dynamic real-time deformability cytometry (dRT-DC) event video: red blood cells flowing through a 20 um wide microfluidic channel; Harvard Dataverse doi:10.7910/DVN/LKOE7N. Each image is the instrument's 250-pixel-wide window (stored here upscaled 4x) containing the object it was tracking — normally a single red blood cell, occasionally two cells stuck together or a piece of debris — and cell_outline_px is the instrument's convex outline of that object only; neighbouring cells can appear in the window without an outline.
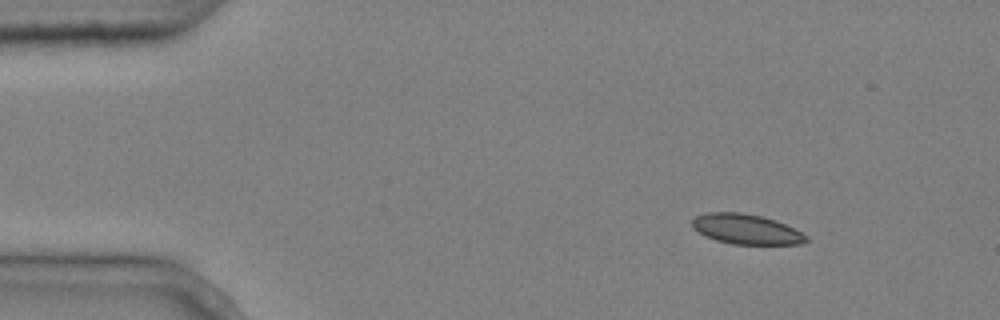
{"species": "common noctule bat (a hibernating species)", "species_latin": "Nyctalus noctula", "temperature_condition": "cold", "stored_images_in_passage": 4, "camera_frame_rate_fps": 3000, "um_per_image_px": 0.085, "animal": {"sex": "male", "body_mass_g": 20.4}, "frame": {"image": 1, "passage_image": 1, "time_ms": 0.0, "image_size_px": [1000, 320], "cell_outline_px": [[808, 240], [800, 244], [732, 244], [716, 240], [704, 236], [692, 228], [692, 220], [696, 216], [708, 212], [740, 212], [760, 216], [776, 220], [808, 236]], "centroid_in_image_um": [63.39, 19.48], "position_along_channel_um": 21.6, "area_um2": 19.88}}
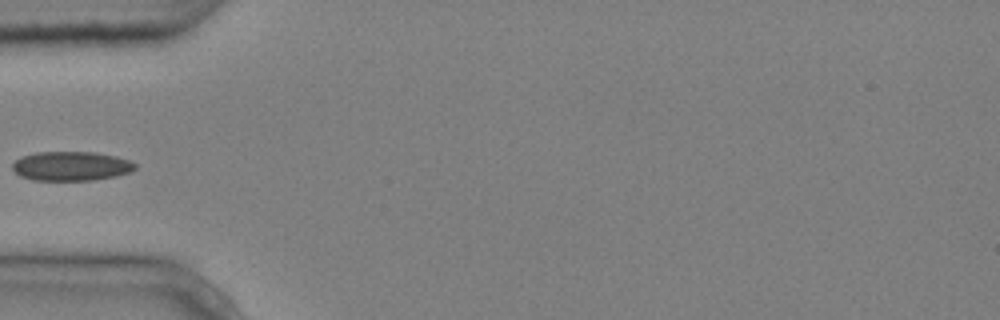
{"frame": {"image": 2, "passage_image": 4, "time_ms": 1.0, "image_size_px": [1000, 320], "cell_outline_px": [[136, 168], [132, 172], [116, 176], [92, 180], [32, 180], [20, 176], [12, 168], [12, 164], [20, 156], [36, 152], [96, 152], [116, 156], [128, 160], [136, 164]], "centroid_in_image_um": [6.05, 14.11], "position_along_channel_um": 79.0, "area_um2": 21.04}}